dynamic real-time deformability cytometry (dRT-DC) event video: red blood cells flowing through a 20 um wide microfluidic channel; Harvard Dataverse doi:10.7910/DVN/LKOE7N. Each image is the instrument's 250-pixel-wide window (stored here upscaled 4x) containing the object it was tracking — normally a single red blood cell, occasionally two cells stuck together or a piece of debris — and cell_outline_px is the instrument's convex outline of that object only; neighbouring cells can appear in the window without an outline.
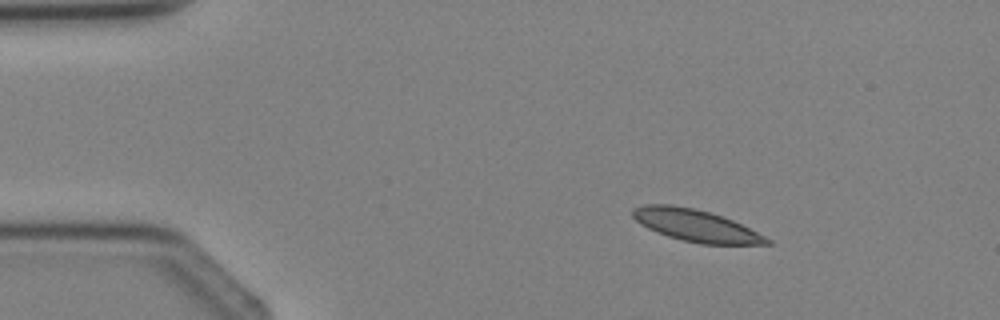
{"species": "Egyptian fruit bat (a non-hibernating species)", "species_latin": "Rousettus aegyptiacus", "temperature_condition": "cold", "stored_images_in_passage": 2, "camera_frame_rate_fps": 3000, "um_per_image_px": 0.085, "animal": {"sex": "female"}, "frame": {"image": 1, "passage_image": 1, "time_ms": 0.0, "image_size_px": [1000, 320], "cell_outline_px": [[772, 244], [700, 244], [668, 236], [656, 232], [640, 224], [632, 216], [632, 208], [644, 204], [672, 204], [696, 208], [732, 220], [772, 240]], "centroid_in_image_um": [59.09, 19.15], "position_along_channel_um": 25.9, "area_um2": 24.8}}